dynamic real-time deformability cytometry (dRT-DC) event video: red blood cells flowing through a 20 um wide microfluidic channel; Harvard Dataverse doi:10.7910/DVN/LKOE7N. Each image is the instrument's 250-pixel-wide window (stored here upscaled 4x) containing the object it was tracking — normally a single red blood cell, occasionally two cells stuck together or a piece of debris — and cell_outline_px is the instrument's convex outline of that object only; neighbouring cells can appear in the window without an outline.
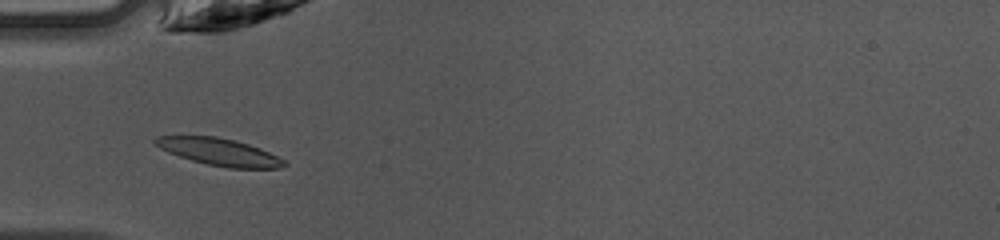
{"species": "common noctule bat (a hibernating species)", "species_latin": "Nyctalus noctula", "temperature_condition": "warm", "stored_images_in_passage": 47, "camera_frame_rate_fps": 3000, "um_per_image_px": 0.085, "animal": {"sex": "female", "body_mass_g": 10.0, "forearm_length_mm": 53.1}, "frame": {"image": 1, "passage_image": 15, "time_ms": 4.667, "image_size_px": [1000, 240], "cell_outline_px": [[288, 164], [280, 168], [228, 168], [208, 164], [192, 160], [168, 152], [152, 144], [152, 140], [156, 136], [216, 136], [248, 144], [260, 148], [284, 160]], "centroid_in_image_um": [18.6, 12.91], "position_along_channel_um": 66.4, "area_um2": 20.23}}
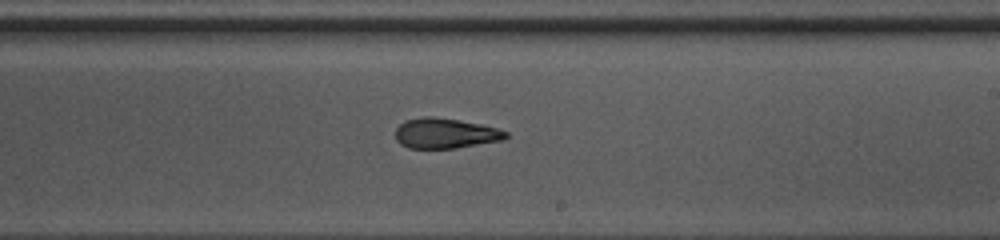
{"frame": {"image": 2, "passage_image": 28, "time_ms": 9.0, "image_size_px": [1000, 240], "cell_outline_px": [[508, 136], [504, 140], [456, 148], [408, 148], [400, 144], [396, 140], [396, 128], [404, 120], [424, 116], [432, 116], [480, 124], [496, 128], [508, 132]], "centroid_in_image_um": [37.83, 11.33], "position_along_channel_um": 251.2, "area_um2": 19.42}}
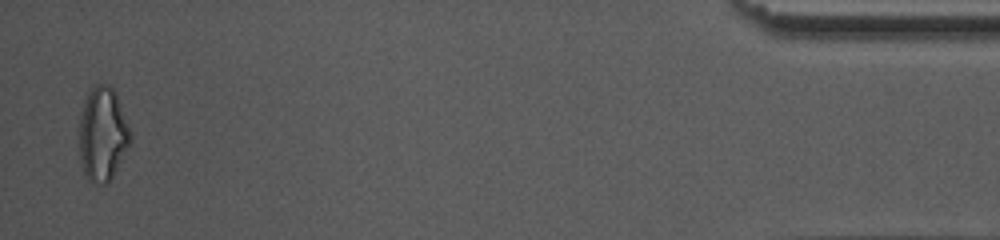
{"frame": {"image": 3, "passage_image": 46, "time_ms": 15.0, "image_size_px": [1000, 240], "cell_outline_px": [[132, 140], [128, 148], [108, 184], [92, 184], [88, 180], [80, 164], [80, 116], [84, 100], [88, 92], [96, 84], [108, 84], [116, 92], [132, 132]], "centroid_in_image_um": [8.74, 11.41], "position_along_channel_um": 426.5, "area_um2": 28.32}, "authors_computed_cell_mechanics": {"area_um2": 19.8254, "velocity_mm_per_s": 4.2642, "shape_relaxation_time_tau1_ms": 6.9402, "shape_relaxation_time_tau2_ms": 2.5986, "deformation_change_tau1": 0.2212, "deformation_change_tau2": 0.113}}